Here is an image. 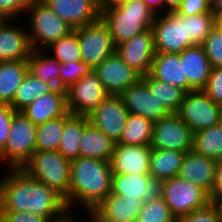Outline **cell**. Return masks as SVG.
I'll return each instance as SVG.
<instances>
[{
  "mask_svg": "<svg viewBox=\"0 0 222 222\" xmlns=\"http://www.w3.org/2000/svg\"><path fill=\"white\" fill-rule=\"evenodd\" d=\"M6 171L0 179V211L31 212L53 220L68 210L61 195L22 168Z\"/></svg>",
  "mask_w": 222,
  "mask_h": 222,
  "instance_id": "6da1fadb",
  "label": "cell"
},
{
  "mask_svg": "<svg viewBox=\"0 0 222 222\" xmlns=\"http://www.w3.org/2000/svg\"><path fill=\"white\" fill-rule=\"evenodd\" d=\"M111 182L109 161L85 157L71 160L69 210L81 205L82 212H91L111 192Z\"/></svg>",
  "mask_w": 222,
  "mask_h": 222,
  "instance_id": "7a4b0ae2",
  "label": "cell"
},
{
  "mask_svg": "<svg viewBox=\"0 0 222 222\" xmlns=\"http://www.w3.org/2000/svg\"><path fill=\"white\" fill-rule=\"evenodd\" d=\"M155 16L142 0H128L101 12V19L108 25L115 46L151 28Z\"/></svg>",
  "mask_w": 222,
  "mask_h": 222,
  "instance_id": "3957f363",
  "label": "cell"
},
{
  "mask_svg": "<svg viewBox=\"0 0 222 222\" xmlns=\"http://www.w3.org/2000/svg\"><path fill=\"white\" fill-rule=\"evenodd\" d=\"M61 195L69 209L70 161L58 151H35L21 167Z\"/></svg>",
  "mask_w": 222,
  "mask_h": 222,
  "instance_id": "277c9868",
  "label": "cell"
},
{
  "mask_svg": "<svg viewBox=\"0 0 222 222\" xmlns=\"http://www.w3.org/2000/svg\"><path fill=\"white\" fill-rule=\"evenodd\" d=\"M26 15L29 18L26 28L33 50H46L53 42L73 31L43 0H34Z\"/></svg>",
  "mask_w": 222,
  "mask_h": 222,
  "instance_id": "5b68a950",
  "label": "cell"
},
{
  "mask_svg": "<svg viewBox=\"0 0 222 222\" xmlns=\"http://www.w3.org/2000/svg\"><path fill=\"white\" fill-rule=\"evenodd\" d=\"M36 128L22 111L14 113L5 148L0 152L6 168H21L36 151Z\"/></svg>",
  "mask_w": 222,
  "mask_h": 222,
  "instance_id": "8992f818",
  "label": "cell"
},
{
  "mask_svg": "<svg viewBox=\"0 0 222 222\" xmlns=\"http://www.w3.org/2000/svg\"><path fill=\"white\" fill-rule=\"evenodd\" d=\"M162 198L176 219L202 209L211 202L204 189L178 176L162 181Z\"/></svg>",
  "mask_w": 222,
  "mask_h": 222,
  "instance_id": "52a82bcc",
  "label": "cell"
},
{
  "mask_svg": "<svg viewBox=\"0 0 222 222\" xmlns=\"http://www.w3.org/2000/svg\"><path fill=\"white\" fill-rule=\"evenodd\" d=\"M76 30L82 61L91 68L116 52L110 29L101 18Z\"/></svg>",
  "mask_w": 222,
  "mask_h": 222,
  "instance_id": "ba28073f",
  "label": "cell"
},
{
  "mask_svg": "<svg viewBox=\"0 0 222 222\" xmlns=\"http://www.w3.org/2000/svg\"><path fill=\"white\" fill-rule=\"evenodd\" d=\"M156 53H181L191 47L187 37L186 16L176 12L158 14L151 26Z\"/></svg>",
  "mask_w": 222,
  "mask_h": 222,
  "instance_id": "9c48e42d",
  "label": "cell"
},
{
  "mask_svg": "<svg viewBox=\"0 0 222 222\" xmlns=\"http://www.w3.org/2000/svg\"><path fill=\"white\" fill-rule=\"evenodd\" d=\"M192 133L220 123L221 105L216 104L203 90L186 92L176 112Z\"/></svg>",
  "mask_w": 222,
  "mask_h": 222,
  "instance_id": "30bf717a",
  "label": "cell"
},
{
  "mask_svg": "<svg viewBox=\"0 0 222 222\" xmlns=\"http://www.w3.org/2000/svg\"><path fill=\"white\" fill-rule=\"evenodd\" d=\"M152 148L189 152L193 148L190 127L175 113H169L153 123Z\"/></svg>",
  "mask_w": 222,
  "mask_h": 222,
  "instance_id": "8fae6325",
  "label": "cell"
},
{
  "mask_svg": "<svg viewBox=\"0 0 222 222\" xmlns=\"http://www.w3.org/2000/svg\"><path fill=\"white\" fill-rule=\"evenodd\" d=\"M108 96L109 93L105 90L98 75L92 70L66 90L68 112L88 116Z\"/></svg>",
  "mask_w": 222,
  "mask_h": 222,
  "instance_id": "7c38bea8",
  "label": "cell"
},
{
  "mask_svg": "<svg viewBox=\"0 0 222 222\" xmlns=\"http://www.w3.org/2000/svg\"><path fill=\"white\" fill-rule=\"evenodd\" d=\"M129 111L120 95L109 96L88 115L89 122L117 143L122 135Z\"/></svg>",
  "mask_w": 222,
  "mask_h": 222,
  "instance_id": "4fadbf2b",
  "label": "cell"
},
{
  "mask_svg": "<svg viewBox=\"0 0 222 222\" xmlns=\"http://www.w3.org/2000/svg\"><path fill=\"white\" fill-rule=\"evenodd\" d=\"M116 52L140 77L149 74L156 55L152 29L142 31L131 40L117 45Z\"/></svg>",
  "mask_w": 222,
  "mask_h": 222,
  "instance_id": "5bb4252c",
  "label": "cell"
},
{
  "mask_svg": "<svg viewBox=\"0 0 222 222\" xmlns=\"http://www.w3.org/2000/svg\"><path fill=\"white\" fill-rule=\"evenodd\" d=\"M150 145H123L115 143L110 167L112 174L150 175Z\"/></svg>",
  "mask_w": 222,
  "mask_h": 222,
  "instance_id": "9a60e30c",
  "label": "cell"
},
{
  "mask_svg": "<svg viewBox=\"0 0 222 222\" xmlns=\"http://www.w3.org/2000/svg\"><path fill=\"white\" fill-rule=\"evenodd\" d=\"M109 94L120 95L141 77L133 71L117 52L108 56L94 69Z\"/></svg>",
  "mask_w": 222,
  "mask_h": 222,
  "instance_id": "2e32d148",
  "label": "cell"
},
{
  "mask_svg": "<svg viewBox=\"0 0 222 222\" xmlns=\"http://www.w3.org/2000/svg\"><path fill=\"white\" fill-rule=\"evenodd\" d=\"M111 192L143 202L162 198V180L150 175L112 174Z\"/></svg>",
  "mask_w": 222,
  "mask_h": 222,
  "instance_id": "e0dca14e",
  "label": "cell"
},
{
  "mask_svg": "<svg viewBox=\"0 0 222 222\" xmlns=\"http://www.w3.org/2000/svg\"><path fill=\"white\" fill-rule=\"evenodd\" d=\"M120 96L129 113L143 116L152 123L159 121L170 113L150 94L148 87L141 78L123 91Z\"/></svg>",
  "mask_w": 222,
  "mask_h": 222,
  "instance_id": "ac0fdd59",
  "label": "cell"
},
{
  "mask_svg": "<svg viewBox=\"0 0 222 222\" xmlns=\"http://www.w3.org/2000/svg\"><path fill=\"white\" fill-rule=\"evenodd\" d=\"M71 28L77 29L101 18L99 0H43Z\"/></svg>",
  "mask_w": 222,
  "mask_h": 222,
  "instance_id": "d6986e66",
  "label": "cell"
},
{
  "mask_svg": "<svg viewBox=\"0 0 222 222\" xmlns=\"http://www.w3.org/2000/svg\"><path fill=\"white\" fill-rule=\"evenodd\" d=\"M18 21L6 19L0 26V61L26 60L33 51L26 25Z\"/></svg>",
  "mask_w": 222,
  "mask_h": 222,
  "instance_id": "ffe728a7",
  "label": "cell"
},
{
  "mask_svg": "<svg viewBox=\"0 0 222 222\" xmlns=\"http://www.w3.org/2000/svg\"><path fill=\"white\" fill-rule=\"evenodd\" d=\"M143 201L110 192L90 213L97 222H135Z\"/></svg>",
  "mask_w": 222,
  "mask_h": 222,
  "instance_id": "44dd1931",
  "label": "cell"
},
{
  "mask_svg": "<svg viewBox=\"0 0 222 222\" xmlns=\"http://www.w3.org/2000/svg\"><path fill=\"white\" fill-rule=\"evenodd\" d=\"M22 113L36 126L68 113L66 90L55 88L52 92L35 99Z\"/></svg>",
  "mask_w": 222,
  "mask_h": 222,
  "instance_id": "7402d4cb",
  "label": "cell"
},
{
  "mask_svg": "<svg viewBox=\"0 0 222 222\" xmlns=\"http://www.w3.org/2000/svg\"><path fill=\"white\" fill-rule=\"evenodd\" d=\"M184 76L188 81V92L203 90L208 83L211 65L203 46H191L179 53Z\"/></svg>",
  "mask_w": 222,
  "mask_h": 222,
  "instance_id": "603a6c76",
  "label": "cell"
},
{
  "mask_svg": "<svg viewBox=\"0 0 222 222\" xmlns=\"http://www.w3.org/2000/svg\"><path fill=\"white\" fill-rule=\"evenodd\" d=\"M216 162V160L198 155L191 150L185 154L177 176L195 183L210 194Z\"/></svg>",
  "mask_w": 222,
  "mask_h": 222,
  "instance_id": "cb8c5ba5",
  "label": "cell"
},
{
  "mask_svg": "<svg viewBox=\"0 0 222 222\" xmlns=\"http://www.w3.org/2000/svg\"><path fill=\"white\" fill-rule=\"evenodd\" d=\"M149 74L160 81L188 92V81L184 76L183 63L177 53H156Z\"/></svg>",
  "mask_w": 222,
  "mask_h": 222,
  "instance_id": "d4e9b609",
  "label": "cell"
},
{
  "mask_svg": "<svg viewBox=\"0 0 222 222\" xmlns=\"http://www.w3.org/2000/svg\"><path fill=\"white\" fill-rule=\"evenodd\" d=\"M114 145L115 142L89 122L80 140V157L110 161Z\"/></svg>",
  "mask_w": 222,
  "mask_h": 222,
  "instance_id": "484cf974",
  "label": "cell"
},
{
  "mask_svg": "<svg viewBox=\"0 0 222 222\" xmlns=\"http://www.w3.org/2000/svg\"><path fill=\"white\" fill-rule=\"evenodd\" d=\"M88 123V116L74 115L70 112L64 116V129L58 152L69 161L80 157V140Z\"/></svg>",
  "mask_w": 222,
  "mask_h": 222,
  "instance_id": "4316f807",
  "label": "cell"
},
{
  "mask_svg": "<svg viewBox=\"0 0 222 222\" xmlns=\"http://www.w3.org/2000/svg\"><path fill=\"white\" fill-rule=\"evenodd\" d=\"M28 73L26 60L0 61V103L11 104Z\"/></svg>",
  "mask_w": 222,
  "mask_h": 222,
  "instance_id": "83f0119b",
  "label": "cell"
},
{
  "mask_svg": "<svg viewBox=\"0 0 222 222\" xmlns=\"http://www.w3.org/2000/svg\"><path fill=\"white\" fill-rule=\"evenodd\" d=\"M26 61L30 74L41 81L53 84L56 88H60V63L49 52L33 50Z\"/></svg>",
  "mask_w": 222,
  "mask_h": 222,
  "instance_id": "f1b7e54d",
  "label": "cell"
},
{
  "mask_svg": "<svg viewBox=\"0 0 222 222\" xmlns=\"http://www.w3.org/2000/svg\"><path fill=\"white\" fill-rule=\"evenodd\" d=\"M186 152L152 148L150 156V176L152 179L166 180L178 175Z\"/></svg>",
  "mask_w": 222,
  "mask_h": 222,
  "instance_id": "f546056e",
  "label": "cell"
},
{
  "mask_svg": "<svg viewBox=\"0 0 222 222\" xmlns=\"http://www.w3.org/2000/svg\"><path fill=\"white\" fill-rule=\"evenodd\" d=\"M153 123L143 116L128 114L122 135L117 144L151 145Z\"/></svg>",
  "mask_w": 222,
  "mask_h": 222,
  "instance_id": "4dcf8cb0",
  "label": "cell"
},
{
  "mask_svg": "<svg viewBox=\"0 0 222 222\" xmlns=\"http://www.w3.org/2000/svg\"><path fill=\"white\" fill-rule=\"evenodd\" d=\"M55 88L53 84L41 81L28 72L21 85L17 88L10 105L15 111H22L35 99L52 92Z\"/></svg>",
  "mask_w": 222,
  "mask_h": 222,
  "instance_id": "1f68e13d",
  "label": "cell"
},
{
  "mask_svg": "<svg viewBox=\"0 0 222 222\" xmlns=\"http://www.w3.org/2000/svg\"><path fill=\"white\" fill-rule=\"evenodd\" d=\"M192 150L198 155L222 160V124L194 133Z\"/></svg>",
  "mask_w": 222,
  "mask_h": 222,
  "instance_id": "d6a6232c",
  "label": "cell"
},
{
  "mask_svg": "<svg viewBox=\"0 0 222 222\" xmlns=\"http://www.w3.org/2000/svg\"><path fill=\"white\" fill-rule=\"evenodd\" d=\"M141 79L145 82L150 94L170 113L178 111L185 95L182 89L153 78L150 74L141 77Z\"/></svg>",
  "mask_w": 222,
  "mask_h": 222,
  "instance_id": "836d02e7",
  "label": "cell"
},
{
  "mask_svg": "<svg viewBox=\"0 0 222 222\" xmlns=\"http://www.w3.org/2000/svg\"><path fill=\"white\" fill-rule=\"evenodd\" d=\"M63 129L64 116L37 125L36 151H58Z\"/></svg>",
  "mask_w": 222,
  "mask_h": 222,
  "instance_id": "e575fe53",
  "label": "cell"
},
{
  "mask_svg": "<svg viewBox=\"0 0 222 222\" xmlns=\"http://www.w3.org/2000/svg\"><path fill=\"white\" fill-rule=\"evenodd\" d=\"M46 51L62 64L66 62H81L77 30L74 29L68 35L53 42L46 48Z\"/></svg>",
  "mask_w": 222,
  "mask_h": 222,
  "instance_id": "d590c367",
  "label": "cell"
},
{
  "mask_svg": "<svg viewBox=\"0 0 222 222\" xmlns=\"http://www.w3.org/2000/svg\"><path fill=\"white\" fill-rule=\"evenodd\" d=\"M215 14L203 13L186 16V29L189 43L194 46H202L206 37L214 28Z\"/></svg>",
  "mask_w": 222,
  "mask_h": 222,
  "instance_id": "8d00e7d4",
  "label": "cell"
},
{
  "mask_svg": "<svg viewBox=\"0 0 222 222\" xmlns=\"http://www.w3.org/2000/svg\"><path fill=\"white\" fill-rule=\"evenodd\" d=\"M135 222H177L163 198L143 202Z\"/></svg>",
  "mask_w": 222,
  "mask_h": 222,
  "instance_id": "74e56055",
  "label": "cell"
},
{
  "mask_svg": "<svg viewBox=\"0 0 222 222\" xmlns=\"http://www.w3.org/2000/svg\"><path fill=\"white\" fill-rule=\"evenodd\" d=\"M60 88L67 90L83 76L88 75L93 68L85 62H66L60 63Z\"/></svg>",
  "mask_w": 222,
  "mask_h": 222,
  "instance_id": "f35d334b",
  "label": "cell"
},
{
  "mask_svg": "<svg viewBox=\"0 0 222 222\" xmlns=\"http://www.w3.org/2000/svg\"><path fill=\"white\" fill-rule=\"evenodd\" d=\"M202 46L211 68L222 67V33L214 27Z\"/></svg>",
  "mask_w": 222,
  "mask_h": 222,
  "instance_id": "ab89813d",
  "label": "cell"
},
{
  "mask_svg": "<svg viewBox=\"0 0 222 222\" xmlns=\"http://www.w3.org/2000/svg\"><path fill=\"white\" fill-rule=\"evenodd\" d=\"M217 207L210 202L206 207L194 210L177 219V222H221Z\"/></svg>",
  "mask_w": 222,
  "mask_h": 222,
  "instance_id": "60d3db41",
  "label": "cell"
},
{
  "mask_svg": "<svg viewBox=\"0 0 222 222\" xmlns=\"http://www.w3.org/2000/svg\"><path fill=\"white\" fill-rule=\"evenodd\" d=\"M34 0H0V13L7 19L25 18L27 8ZM22 18V19H21Z\"/></svg>",
  "mask_w": 222,
  "mask_h": 222,
  "instance_id": "b9f144b4",
  "label": "cell"
},
{
  "mask_svg": "<svg viewBox=\"0 0 222 222\" xmlns=\"http://www.w3.org/2000/svg\"><path fill=\"white\" fill-rule=\"evenodd\" d=\"M203 91L222 106V67L211 68L207 86Z\"/></svg>",
  "mask_w": 222,
  "mask_h": 222,
  "instance_id": "7bdbcfd3",
  "label": "cell"
},
{
  "mask_svg": "<svg viewBox=\"0 0 222 222\" xmlns=\"http://www.w3.org/2000/svg\"><path fill=\"white\" fill-rule=\"evenodd\" d=\"M15 112L10 104L0 103V152L5 148Z\"/></svg>",
  "mask_w": 222,
  "mask_h": 222,
  "instance_id": "ee69618b",
  "label": "cell"
},
{
  "mask_svg": "<svg viewBox=\"0 0 222 222\" xmlns=\"http://www.w3.org/2000/svg\"><path fill=\"white\" fill-rule=\"evenodd\" d=\"M175 12L185 16L210 13V0H182L181 5Z\"/></svg>",
  "mask_w": 222,
  "mask_h": 222,
  "instance_id": "f6af8a7d",
  "label": "cell"
},
{
  "mask_svg": "<svg viewBox=\"0 0 222 222\" xmlns=\"http://www.w3.org/2000/svg\"><path fill=\"white\" fill-rule=\"evenodd\" d=\"M49 220L39 214L31 212L0 211V222H48Z\"/></svg>",
  "mask_w": 222,
  "mask_h": 222,
  "instance_id": "bcb514c9",
  "label": "cell"
},
{
  "mask_svg": "<svg viewBox=\"0 0 222 222\" xmlns=\"http://www.w3.org/2000/svg\"><path fill=\"white\" fill-rule=\"evenodd\" d=\"M222 195V160H218L215 165L214 182L211 193L209 194L210 201L213 202L217 197Z\"/></svg>",
  "mask_w": 222,
  "mask_h": 222,
  "instance_id": "7dc6e473",
  "label": "cell"
},
{
  "mask_svg": "<svg viewBox=\"0 0 222 222\" xmlns=\"http://www.w3.org/2000/svg\"><path fill=\"white\" fill-rule=\"evenodd\" d=\"M156 15L164 14L163 0H142Z\"/></svg>",
  "mask_w": 222,
  "mask_h": 222,
  "instance_id": "c3c4849f",
  "label": "cell"
},
{
  "mask_svg": "<svg viewBox=\"0 0 222 222\" xmlns=\"http://www.w3.org/2000/svg\"><path fill=\"white\" fill-rule=\"evenodd\" d=\"M75 210H67L62 216L53 219V220H49L48 222H77V216L74 215ZM80 222V221H78ZM89 222V221H88Z\"/></svg>",
  "mask_w": 222,
  "mask_h": 222,
  "instance_id": "681fc988",
  "label": "cell"
},
{
  "mask_svg": "<svg viewBox=\"0 0 222 222\" xmlns=\"http://www.w3.org/2000/svg\"><path fill=\"white\" fill-rule=\"evenodd\" d=\"M164 1V13L175 12L181 5L182 0H163Z\"/></svg>",
  "mask_w": 222,
  "mask_h": 222,
  "instance_id": "f907efd6",
  "label": "cell"
},
{
  "mask_svg": "<svg viewBox=\"0 0 222 222\" xmlns=\"http://www.w3.org/2000/svg\"><path fill=\"white\" fill-rule=\"evenodd\" d=\"M126 1H128V0H99V7L102 12L104 9L116 6V5L124 3Z\"/></svg>",
  "mask_w": 222,
  "mask_h": 222,
  "instance_id": "816d5d0a",
  "label": "cell"
},
{
  "mask_svg": "<svg viewBox=\"0 0 222 222\" xmlns=\"http://www.w3.org/2000/svg\"><path fill=\"white\" fill-rule=\"evenodd\" d=\"M211 11L214 14L222 12V0H210Z\"/></svg>",
  "mask_w": 222,
  "mask_h": 222,
  "instance_id": "f5cc1de1",
  "label": "cell"
},
{
  "mask_svg": "<svg viewBox=\"0 0 222 222\" xmlns=\"http://www.w3.org/2000/svg\"><path fill=\"white\" fill-rule=\"evenodd\" d=\"M214 27L222 33V12L215 14Z\"/></svg>",
  "mask_w": 222,
  "mask_h": 222,
  "instance_id": "db71d44e",
  "label": "cell"
},
{
  "mask_svg": "<svg viewBox=\"0 0 222 222\" xmlns=\"http://www.w3.org/2000/svg\"><path fill=\"white\" fill-rule=\"evenodd\" d=\"M212 203L217 207L218 213L222 220V195L217 197Z\"/></svg>",
  "mask_w": 222,
  "mask_h": 222,
  "instance_id": "11a10c76",
  "label": "cell"
},
{
  "mask_svg": "<svg viewBox=\"0 0 222 222\" xmlns=\"http://www.w3.org/2000/svg\"><path fill=\"white\" fill-rule=\"evenodd\" d=\"M6 17H4L1 13H0V26L6 21Z\"/></svg>",
  "mask_w": 222,
  "mask_h": 222,
  "instance_id": "9f6ffc18",
  "label": "cell"
},
{
  "mask_svg": "<svg viewBox=\"0 0 222 222\" xmlns=\"http://www.w3.org/2000/svg\"><path fill=\"white\" fill-rule=\"evenodd\" d=\"M86 214H88V216L87 217H89V222H97L93 217H92V215H91V213L90 212H87Z\"/></svg>",
  "mask_w": 222,
  "mask_h": 222,
  "instance_id": "6f0895ef",
  "label": "cell"
},
{
  "mask_svg": "<svg viewBox=\"0 0 222 222\" xmlns=\"http://www.w3.org/2000/svg\"><path fill=\"white\" fill-rule=\"evenodd\" d=\"M220 123L222 124V106H221Z\"/></svg>",
  "mask_w": 222,
  "mask_h": 222,
  "instance_id": "680465c9",
  "label": "cell"
}]
</instances>
